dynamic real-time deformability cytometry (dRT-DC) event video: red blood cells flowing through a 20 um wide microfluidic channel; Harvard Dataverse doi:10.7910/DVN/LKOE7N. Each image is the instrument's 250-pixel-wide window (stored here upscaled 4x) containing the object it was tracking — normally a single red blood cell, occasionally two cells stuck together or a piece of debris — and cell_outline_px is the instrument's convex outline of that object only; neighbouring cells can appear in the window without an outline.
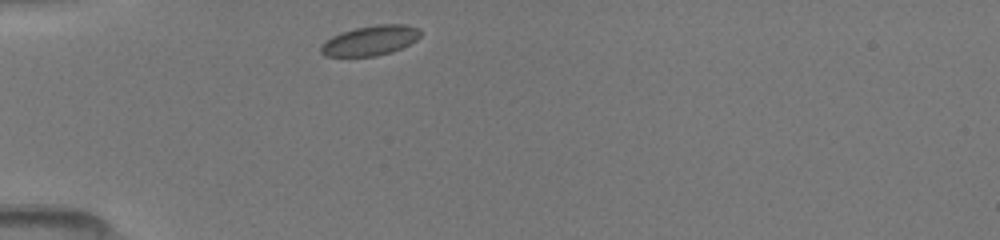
{"species": "common noctule bat (a hibernating species)", "species_latin": "Nyctalus noctula", "temperature_condition": "room temperature", "stored_images_in_passage": 28, "camera_frame_rate_fps": 3000, "um_per_image_px": 0.085, "animal": {"sex": "female", "body_mass_g": 19.5, "forearm_length_mm": 54.1}, "frame": {"image": 1, "passage_image": 1, "time_ms": 0.0, "image_size_px": [1000, 240], "cell_outline_px": [[420, 36], [416, 40], [392, 52], [376, 56], [324, 56], [320, 52], [320, 44], [324, 40], [332, 36], [356, 28], [376, 24], [404, 24], [420, 28]], "centroid_in_image_um": [31.45, 3.44], "position_along_channel_um": 53.5, "area_um2": 17.34}}
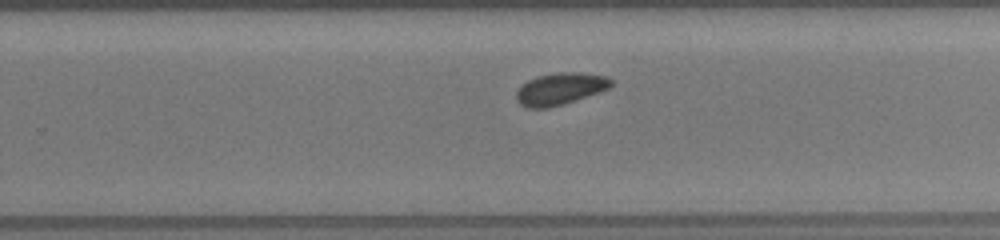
{"frame": {"image": 2, "passage_image": 16, "time_ms": 6.0, "image_size_px": [1000, 240], "cell_outline_px": [[612, 84], [608, 88], [564, 104], [548, 108], [528, 108], [520, 104], [516, 100], [516, 92], [528, 80], [536, 76], [556, 72], [576, 72], [604, 76], [612, 80]], "centroid_in_image_um": [47.57, 7.55], "position_along_channel_um": 282.2, "area_um2": 17.4}}
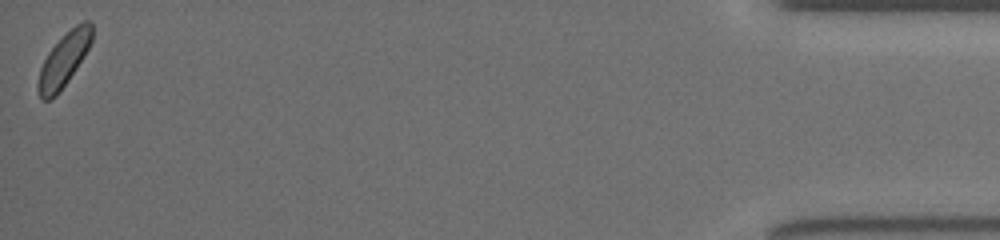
{"frame": {"image": 3, "passage_image": 28, "time_ms": 11.667, "image_size_px": [1000, 240], "cell_outline_px": [[92, 40], [84, 56], [68, 80], [56, 96], [52, 100], [40, 100], [36, 88], [36, 84], [40, 68], [48, 52], [76, 24], [84, 20], [92, 20]], "centroid_in_image_um": [5.4, 5.13], "position_along_channel_um": 429.8, "area_um2": 16.7}}